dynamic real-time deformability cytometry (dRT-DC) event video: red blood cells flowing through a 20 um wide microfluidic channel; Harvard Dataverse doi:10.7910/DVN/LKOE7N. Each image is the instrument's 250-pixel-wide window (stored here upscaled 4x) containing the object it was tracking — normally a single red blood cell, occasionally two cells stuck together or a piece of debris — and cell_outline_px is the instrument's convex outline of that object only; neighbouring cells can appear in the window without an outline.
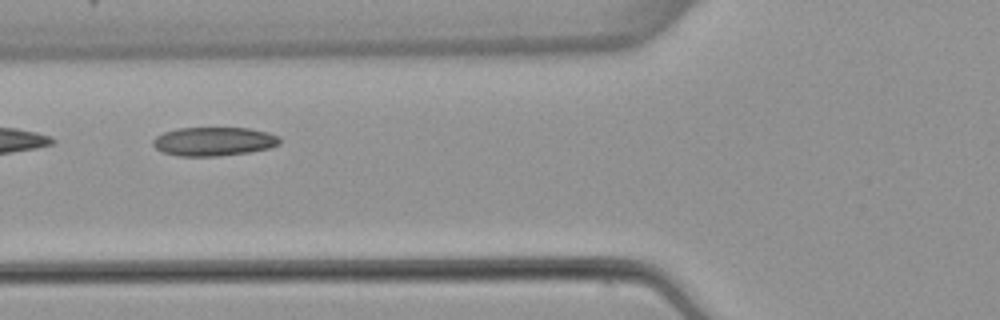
{"species": "common noctule bat (a hibernating species)", "species_latin": "Nyctalus noctula", "temperature_condition": "warm", "stored_images_in_passage": 7, "camera_frame_rate_fps": 3000, "um_per_image_px": 0.085, "animal": {"sex": "female", "body_mass_g": 22.7, "forearm_length_mm": 54.2}, "frame": {"image": 1, "passage_image": 5, "time_ms": 5.0, "image_size_px": [1000, 320], "cell_outline_px": [[280, 144], [268, 148], [248, 152], [220, 156], [180, 156], [164, 152], [156, 148], [152, 144], [152, 140], [156, 136], [164, 132], [176, 128], [248, 128], [268, 132], [280, 136]], "centroid_in_image_um": [18.17, 12.02], "position_along_channel_um": 107.6, "area_um2": 21.27}}
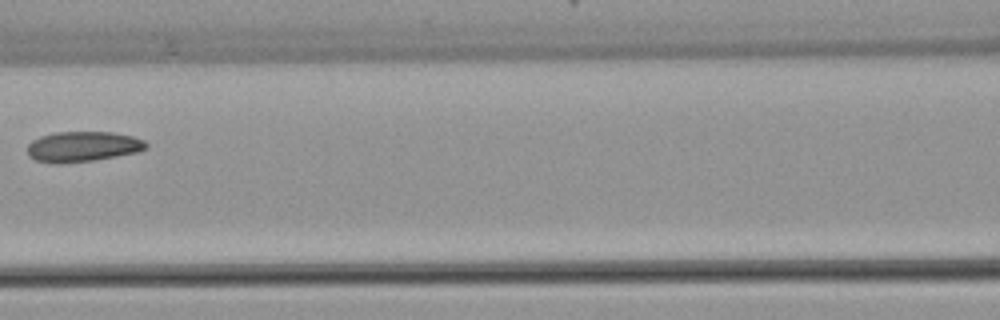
{"frame": {"image": 2, "passage_image": 6, "time_ms": 6.333, "image_size_px": [1000, 320], "cell_outline_px": [[148, 144], [144, 148], [136, 152], [116, 156], [92, 160], [56, 164], [36, 160], [28, 156], [28, 144], [32, 140], [40, 136], [56, 132], [112, 132], [132, 136], [144, 140]], "centroid_in_image_um": [7.0, 12.45], "position_along_channel_um": 159.6, "area_um2": 20.81}}